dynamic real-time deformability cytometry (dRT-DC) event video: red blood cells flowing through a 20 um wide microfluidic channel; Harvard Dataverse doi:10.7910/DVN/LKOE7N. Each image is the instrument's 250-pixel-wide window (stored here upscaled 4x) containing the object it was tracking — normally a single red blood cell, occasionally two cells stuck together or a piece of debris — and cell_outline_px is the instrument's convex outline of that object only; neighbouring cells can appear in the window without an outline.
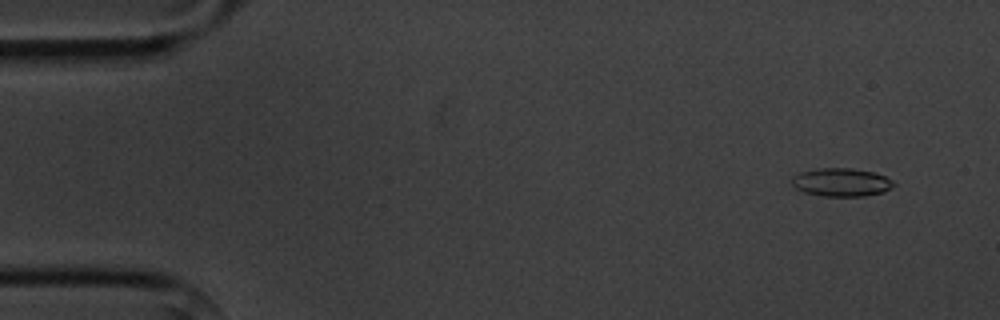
{"species": "common noctule bat (a hibernating species)", "species_latin": "Nyctalus noctula", "temperature_condition": "cold", "stored_images_in_passage": 6, "camera_frame_rate_fps": 3000, "um_per_image_px": 0.085, "animal": {"sex": "male", "body_mass_g": 20.1, "forearm_length_mm": 53.5}, "frame": {"image": 1, "passage_image": 2, "time_ms": 1.0, "image_size_px": [1000, 320], "cell_outline_px": [[896, 184], [892, 188], [884, 192], [864, 196], [820, 196], [804, 192], [796, 188], [792, 184], [792, 176], [800, 172], [816, 168], [852, 168], [872, 172], [884, 176], [892, 180]], "centroid_in_image_um": [71.51, 15.49], "position_along_channel_um": 13.5, "area_um2": 16.88}}
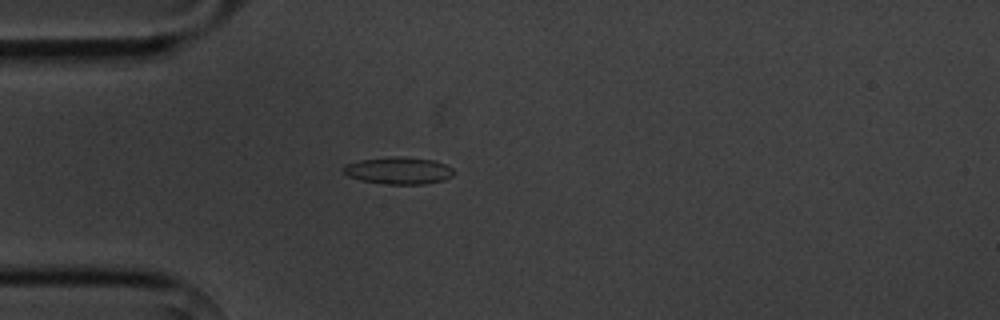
{"frame": {"image": 2, "passage_image": 5, "time_ms": 4.667, "image_size_px": [1000, 320], "cell_outline_px": [[456, 172], [452, 176], [444, 180], [424, 184], [388, 184], [360, 180], [348, 176], [344, 172], [344, 164], [360, 160], [392, 156], [396, 156], [432, 160], [444, 164], [452, 168]], "centroid_in_image_um": [33.88, 14.5], "position_along_channel_um": 51.1, "area_um2": 17.34}}